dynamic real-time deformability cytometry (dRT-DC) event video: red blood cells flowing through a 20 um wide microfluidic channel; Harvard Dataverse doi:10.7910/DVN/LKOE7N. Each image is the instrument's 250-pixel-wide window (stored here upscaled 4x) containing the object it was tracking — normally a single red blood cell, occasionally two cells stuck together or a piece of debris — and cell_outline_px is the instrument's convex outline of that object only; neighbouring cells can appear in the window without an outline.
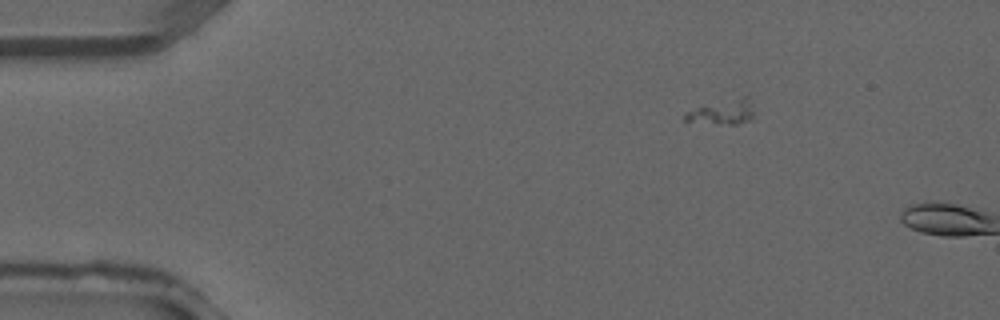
{"species": "common noctule bat (a hibernating species)", "species_latin": "Nyctalus noctula", "temperature_condition": "warm", "stored_images_in_passage": 8, "camera_frame_rate_fps": 3000, "um_per_image_px": 0.085, "animal": {"sex": "male", "forearm_length_mm": 52.5}, "frame": {"image": 1, "passage_image": 7, "time_ms": 2.0, "image_size_px": [1000, 320], "cell_outline_px": [[752, 120], [736, 124], [716, 124], [684, 120], [684, 112], [704, 104], [748, 92], [752, 112]], "centroid_in_image_um": [61.44, 9.45], "position_along_channel_um": 23.6, "area_um2": 10.52}}